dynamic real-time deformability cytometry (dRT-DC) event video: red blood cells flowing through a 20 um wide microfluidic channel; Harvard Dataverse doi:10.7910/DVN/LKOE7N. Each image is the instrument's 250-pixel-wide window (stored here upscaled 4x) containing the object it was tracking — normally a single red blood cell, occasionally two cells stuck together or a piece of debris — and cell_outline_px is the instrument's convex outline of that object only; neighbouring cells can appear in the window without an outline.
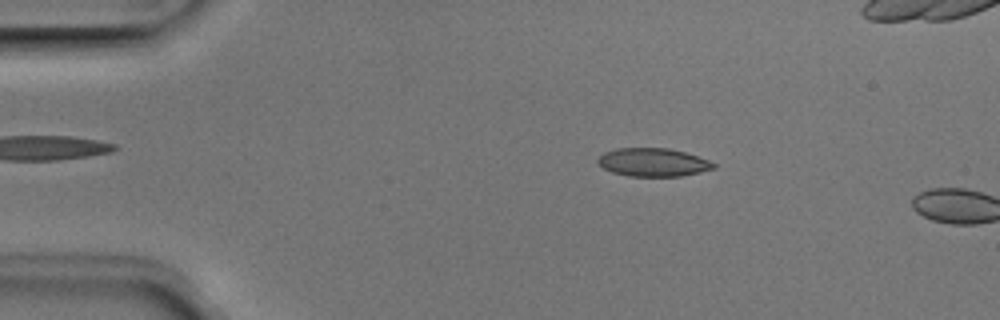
{"species": "Egyptian fruit bat (a non-hibernating species)", "species_latin": "Rousettus aegyptiacus", "temperature_condition": "room temperature", "stored_images_in_passage": 7, "camera_frame_rate_fps": 3000, "um_per_image_px": 0.085, "animal": {"sex": "male"}, "frame": {"image": 1, "passage_image": 6, "time_ms": 1.667, "image_size_px": [1000, 320], "cell_outline_px": [[716, 168], [700, 172], [680, 176], [628, 176], [612, 172], [604, 168], [596, 160], [604, 152], [616, 148], [664, 148], [684, 152], [708, 160], [716, 164]], "centroid_in_image_um": [55.5, 13.8], "position_along_channel_um": 29.5, "area_um2": 18.9}}